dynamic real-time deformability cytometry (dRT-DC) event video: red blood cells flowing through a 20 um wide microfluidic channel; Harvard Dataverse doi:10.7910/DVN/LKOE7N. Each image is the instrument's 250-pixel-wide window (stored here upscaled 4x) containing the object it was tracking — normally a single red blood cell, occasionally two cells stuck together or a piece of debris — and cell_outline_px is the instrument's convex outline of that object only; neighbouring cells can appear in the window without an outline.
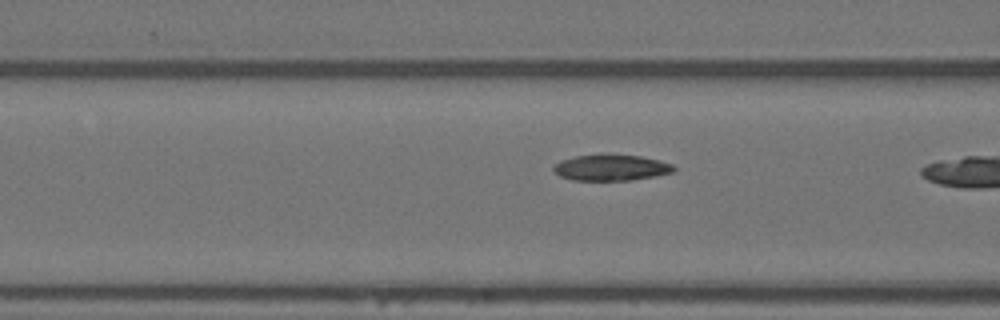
{"species": "Egyptian fruit bat (a non-hibernating species)", "species_latin": "Rousettus aegyptiacus", "temperature_condition": "warm", "stored_images_in_passage": 16, "camera_frame_rate_fps": 3000, "um_per_image_px": 0.085, "animal": {"sex": "female"}, "frame": {"image": 1, "passage_image": 14, "time_ms": 4.333, "image_size_px": [1000, 320], "cell_outline_px": [[676, 168], [672, 172], [656, 176], [632, 180], [572, 180], [560, 176], [552, 168], [560, 160], [576, 156], [600, 152], [608, 152], [640, 156], [660, 160], [672, 164]], "centroid_in_image_um": [51.94, 14.21], "position_along_channel_um": 114.7, "area_um2": 18.79}}